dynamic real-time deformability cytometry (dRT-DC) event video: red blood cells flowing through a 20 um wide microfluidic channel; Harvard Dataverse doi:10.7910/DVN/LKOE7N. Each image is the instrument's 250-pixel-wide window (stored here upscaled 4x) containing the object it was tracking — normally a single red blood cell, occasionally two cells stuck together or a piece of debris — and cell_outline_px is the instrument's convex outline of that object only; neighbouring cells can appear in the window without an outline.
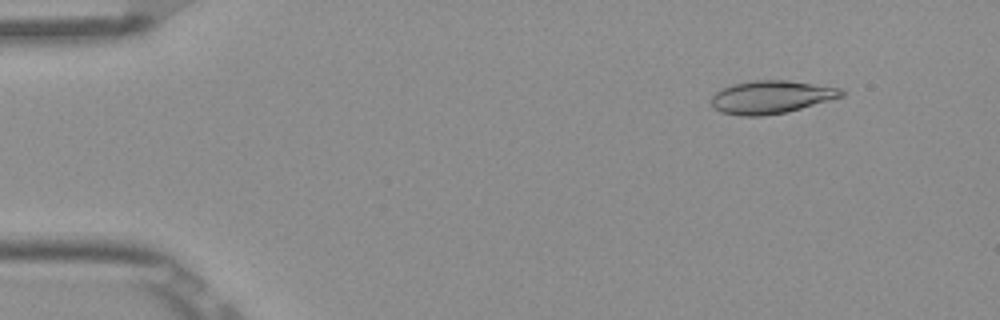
{"species": "Egyptian fruit bat (a non-hibernating species)", "species_latin": "Rousettus aegyptiacus", "temperature_condition": "room temperature", "stored_images_in_passage": 52, "camera_frame_rate_fps": 3000, "um_per_image_px": 0.085, "frame": {"image": 1, "passage_image": 6, "time_ms": 1.667, "image_size_px": [1000, 320], "cell_outline_px": [[844, 96], [788, 112], [764, 116], [740, 116], [720, 112], [712, 104], [712, 96], [716, 92], [732, 84], [752, 80], [788, 80], [840, 88], [844, 92]], "centroid_in_image_um": [65.56, 8.25], "position_along_channel_um": 19.4, "area_um2": 24.97}}
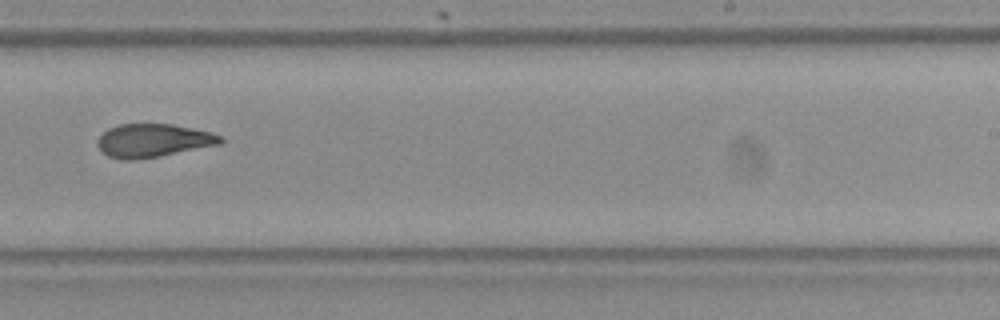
{"frame": {"image": 2, "passage_image": 33, "time_ms": 10.667, "image_size_px": [1000, 320], "cell_outline_px": [[224, 140], [220, 144], [160, 156], [136, 160], [124, 160], [108, 156], [96, 144], [96, 140], [108, 128], [120, 124], [172, 124], [212, 132], [224, 136]], "centroid_in_image_um": [13.03, 11.94], "position_along_channel_um": 276.0, "area_um2": 23.93}}
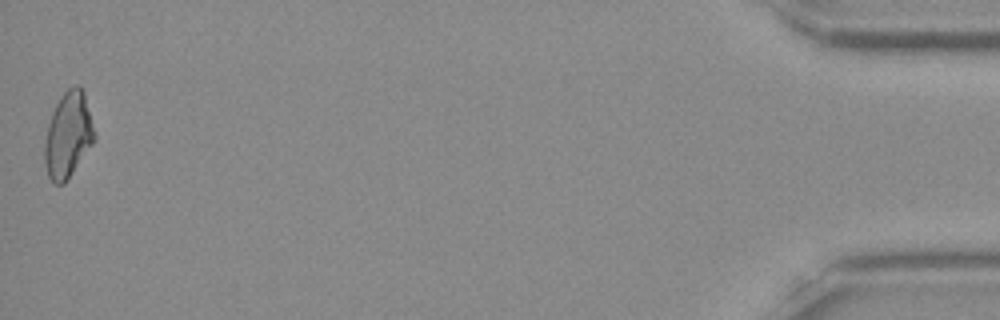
{"frame": {"image": 3, "passage_image": 52, "time_ms": 17.0, "image_size_px": [1000, 320], "cell_outline_px": [[96, 140], [64, 184], [56, 184], [48, 176], [44, 164], [44, 144], [48, 124], [52, 112], [60, 96], [72, 84], [80, 84], [84, 92], [96, 132]], "centroid_in_image_um": [5.81, 11.45], "position_along_channel_um": 429.4, "area_um2": 25.2}, "authors_computed_cell_mechanics": {"area_um2": 24.3049, "velocity_mm_per_s": 3.8989, "shape_relaxation_time_tau1_ms": 10.935, "shape_relaxation_time_tau2_ms": 2.9324, "deformation_change_tau1": 0.2565, "deformation_change_tau2": 0.0996}}